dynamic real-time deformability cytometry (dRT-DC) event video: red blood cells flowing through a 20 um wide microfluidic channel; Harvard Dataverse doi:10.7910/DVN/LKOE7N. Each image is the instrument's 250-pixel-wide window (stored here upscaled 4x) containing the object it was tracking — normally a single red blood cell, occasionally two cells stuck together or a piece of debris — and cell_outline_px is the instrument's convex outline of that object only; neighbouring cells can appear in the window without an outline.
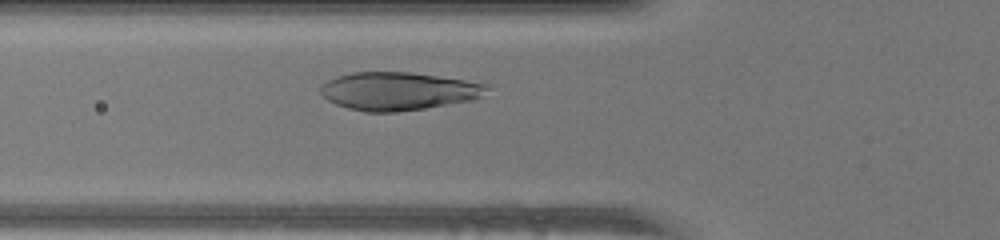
{"species": "human", "species_latin": "Homo sapiens", "temperature_condition": "warm", "stored_images_in_passage": 31, "camera_frame_rate_fps": 3000, "um_per_image_px": 0.085, "donor": {"sex": "female"}, "frame": {"image": 1, "passage_image": 8, "time_ms": 2.333, "image_size_px": [1000, 240], "cell_outline_px": [[488, 88], [480, 96], [472, 100], [424, 108], [392, 112], [364, 112], [348, 108], [336, 104], [328, 100], [320, 92], [320, 88], [328, 80], [352, 72], [408, 72], [464, 80], [488, 84]], "centroid_in_image_um": [33.83, 7.75], "position_along_channel_um": 92.0, "area_um2": 36.36}}
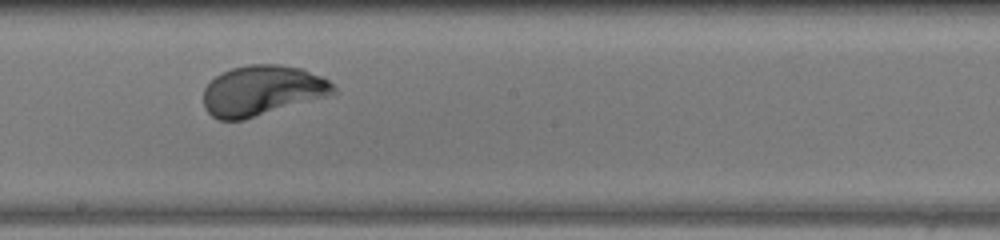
{"frame": {"image": 2, "passage_image": 18, "time_ms": 5.667, "image_size_px": [1000, 240], "cell_outline_px": [[336, 92], [328, 96], [244, 120], [220, 120], [212, 116], [204, 108], [204, 88], [216, 76], [232, 68], [248, 64], [280, 64], [304, 68], [328, 80], [336, 88]], "centroid_in_image_um": [22.29, 7.69], "position_along_channel_um": 225.9, "area_um2": 38.09}}
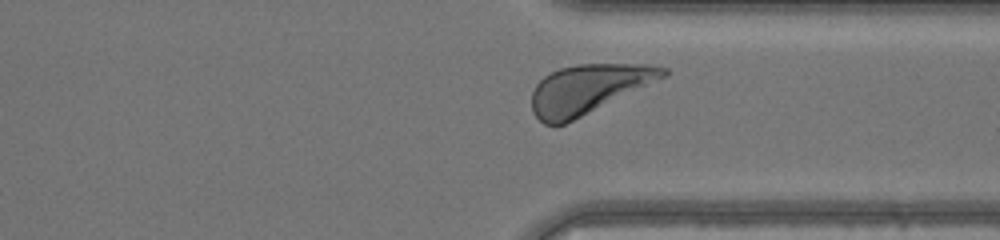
{"frame": {"image": 3, "passage_image": 28, "time_ms": 9.0, "image_size_px": [1000, 240], "cell_outline_px": [[668, 72], [664, 76], [564, 124], [544, 124], [532, 112], [532, 92], [536, 84], [544, 76], [560, 68], [576, 64], [652, 64], [668, 68]], "centroid_in_image_um": [49.95, 7.54], "position_along_channel_um": 361.5, "area_um2": 36.65}, "authors_computed_cell_mechanics": {"area_um2": 37.4544, "velocity_mm_per_s": 4.0449, "shape_relaxation_time_tau1_ms": 2.6064, "shape_relaxation_time_tau2_ms": null, "deformation_change_tau1": 0.1844, "deformation_change_tau2": null}}